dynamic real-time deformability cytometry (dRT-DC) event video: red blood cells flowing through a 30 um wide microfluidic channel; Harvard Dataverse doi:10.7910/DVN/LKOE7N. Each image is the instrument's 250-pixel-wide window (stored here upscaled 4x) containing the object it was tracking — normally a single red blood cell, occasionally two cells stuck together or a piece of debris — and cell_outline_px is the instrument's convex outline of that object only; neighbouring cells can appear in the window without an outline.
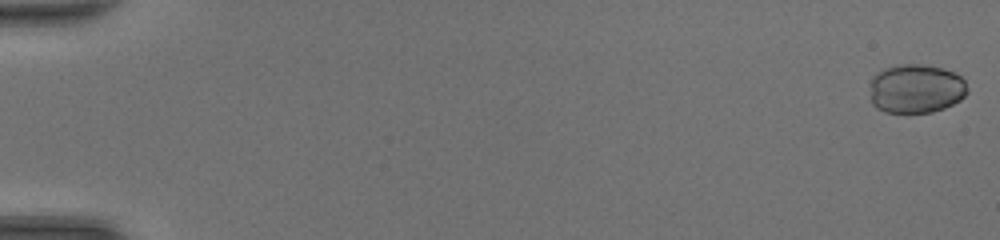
{"species": "common noctule bat (a hibernating species)", "species_latin": "Nyctalus noctula", "temperature_condition": "room temperature", "stored_images_in_passage": 47, "camera_frame_rate_fps": 3000, "um_per_image_px": 0.085, "animal": {"sex": "female", "body_mass_g": 20.0, "forearm_length_mm": 54.0}, "frame": {"image": 1, "passage_image": 1, "time_ms": 0.0, "image_size_px": [1000, 240], "cell_outline_px": [[968, 92], [960, 100], [944, 108], [932, 112], [884, 112], [876, 108], [872, 104], [872, 76], [876, 72], [884, 68], [900, 64], [924, 64], [940, 68], [952, 72], [960, 76], [964, 80], [968, 88]], "centroid_in_image_um": [77.86, 7.53], "position_along_channel_um": 7.1, "area_um2": 27.8}}
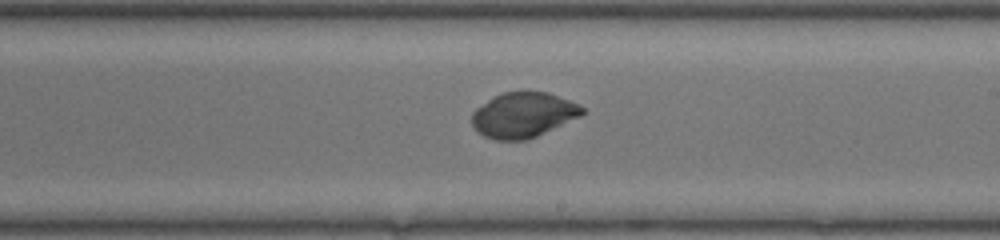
{"frame": {"image": 2, "passage_image": 30, "time_ms": 9.667, "image_size_px": [1000, 240], "cell_outline_px": [[584, 112], [580, 116], [528, 140], [496, 140], [484, 136], [476, 132], [472, 124], [472, 112], [476, 108], [488, 100], [504, 92], [548, 92], [580, 104], [584, 108]], "centroid_in_image_um": [44.47, 9.78], "position_along_channel_um": 244.5, "area_um2": 28.9}}
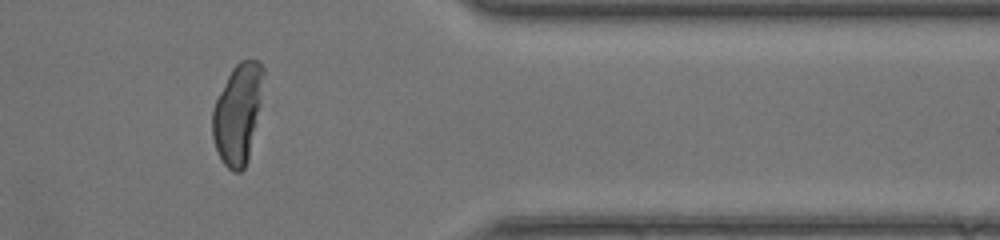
{"frame": {"image": 3, "passage_image": 41, "time_ms": 13.333, "image_size_px": [1000, 240], "cell_outline_px": [[264, 72], [260, 104], [248, 160], [244, 168], [240, 172], [232, 172], [220, 160], [212, 136], [212, 108], [232, 68], [240, 60], [260, 60], [264, 68]], "centroid_in_image_um": [20.2, 9.66], "position_along_channel_um": 391.2, "area_um2": 29.59}}